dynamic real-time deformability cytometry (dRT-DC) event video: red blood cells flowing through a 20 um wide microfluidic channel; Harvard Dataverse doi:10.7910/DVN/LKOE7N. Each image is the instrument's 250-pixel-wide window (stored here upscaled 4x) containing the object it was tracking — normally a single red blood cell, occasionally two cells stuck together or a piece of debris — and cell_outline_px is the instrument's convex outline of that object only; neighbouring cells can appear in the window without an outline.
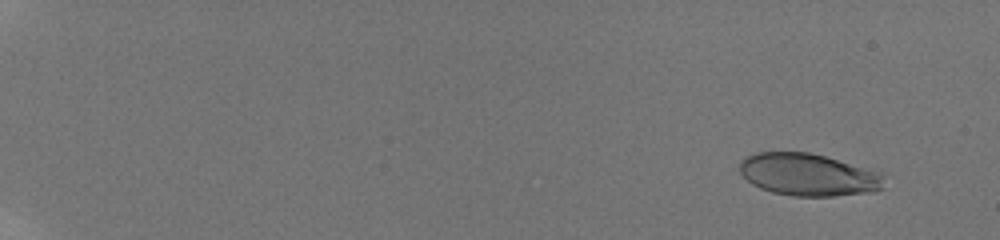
{"species": "human", "species_latin": "Homo sapiens", "temperature_condition": "room temperature", "stored_images_in_passage": 56, "camera_frame_rate_fps": 3000, "um_per_image_px": 0.085, "donor": {"sex": "male"}, "frame": {"image": 1, "passage_image": 2, "time_ms": 0.667, "image_size_px": [1000, 240], "cell_outline_px": [[884, 188], [876, 192], [836, 196], [792, 196], [772, 192], [760, 188], [752, 184], [740, 172], [740, 160], [744, 156], [756, 152], [808, 152], [824, 156], [884, 172]], "centroid_in_image_um": [68.75, 14.85], "position_along_channel_um": 16.2, "area_um2": 36.13}}
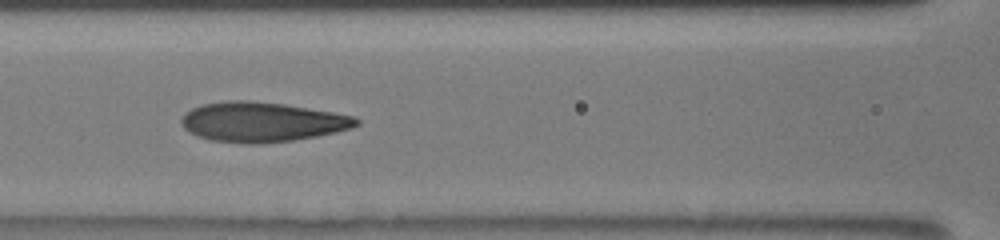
{"frame": {"image": 2, "passage_image": 26, "time_ms": 9.0, "image_size_px": [1000, 240], "cell_outline_px": [[360, 124], [352, 128], [336, 132], [316, 136], [292, 140], [260, 144], [248, 144], [208, 140], [196, 136], [188, 132], [180, 124], [180, 120], [192, 108], [204, 104], [228, 100], [248, 100], [284, 104], [332, 112], [352, 116], [360, 120]], "centroid_in_image_um": [22.24, 10.38], "position_along_channel_um": 144.4, "area_um2": 40.58}}
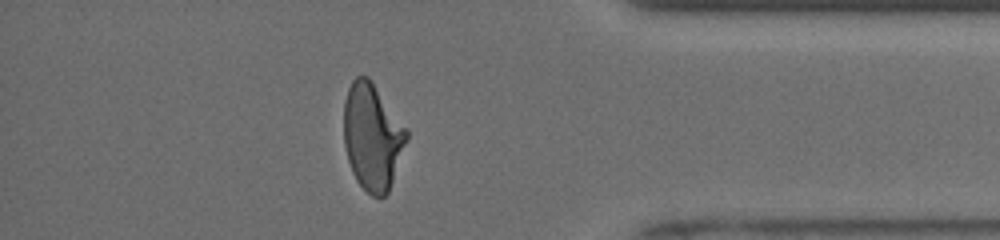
{"frame": {"image": 3, "passage_image": 51, "time_ms": 16.0, "image_size_px": [1000, 240], "cell_outline_px": [[408, 140], [388, 192], [384, 196], [372, 196], [356, 180], [352, 172], [348, 160], [344, 144], [344, 100], [348, 88], [352, 80], [356, 76], [368, 76], [408, 128]], "centroid_in_image_um": [31.66, 11.59], "position_along_channel_um": 403.5, "area_um2": 39.13}, "authors_computed_cell_mechanics": {"area_um2": 38.8994, "velocity_mm_per_s": 3.9346, "shape_relaxation_time_tau1_ms": 7.1526, "shape_relaxation_time_tau2_ms": 0.92, "deformation_change_tau1": 0.2582, "deformation_change_tau2": 0.0864}}